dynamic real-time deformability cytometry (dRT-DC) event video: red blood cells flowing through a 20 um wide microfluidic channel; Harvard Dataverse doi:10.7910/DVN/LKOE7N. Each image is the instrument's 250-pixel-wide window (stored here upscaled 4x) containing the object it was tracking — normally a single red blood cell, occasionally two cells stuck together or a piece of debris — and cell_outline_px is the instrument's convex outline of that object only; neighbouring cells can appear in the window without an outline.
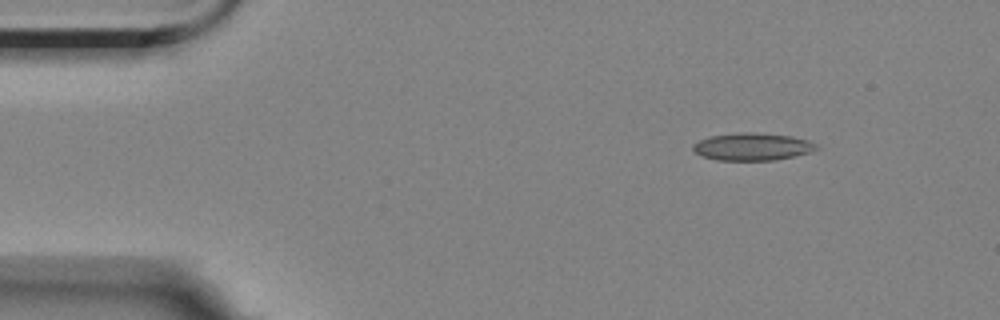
{"species": "Egyptian fruit bat (a non-hibernating species)", "species_latin": "Rousettus aegyptiacus", "temperature_condition": "room temperature", "stored_images_in_passage": 6, "camera_frame_rate_fps": 3000, "um_per_image_px": 0.085, "animal": {"sex": "female"}, "frame": {"image": 1, "passage_image": 6, "time_ms": 6.0, "image_size_px": [1000, 320], "cell_outline_px": [[820, 148], [812, 152], [772, 160], [716, 160], [700, 156], [692, 148], [692, 144], [708, 136], [740, 132], [752, 132], [792, 136], [808, 140], [816, 144]], "centroid_in_image_um": [63.93, 12.46], "position_along_channel_um": 21.1, "area_um2": 19.83}}